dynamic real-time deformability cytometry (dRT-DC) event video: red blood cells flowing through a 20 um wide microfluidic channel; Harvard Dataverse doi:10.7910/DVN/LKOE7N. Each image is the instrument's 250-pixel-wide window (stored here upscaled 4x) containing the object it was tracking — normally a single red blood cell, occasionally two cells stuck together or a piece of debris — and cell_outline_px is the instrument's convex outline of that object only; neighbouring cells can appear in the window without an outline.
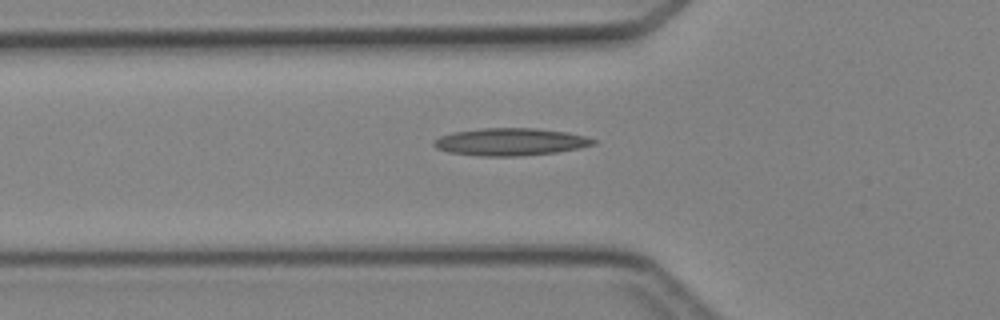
{"species": "Egyptian fruit bat (a non-hibernating species)", "species_latin": "Rousettus aegyptiacus", "temperature_condition": "cold", "stored_images_in_passage": 5, "camera_frame_rate_fps": 3000, "um_per_image_px": 0.085, "animal": {"sex": "female"}, "frame": {"image": 1, "passage_image": 5, "time_ms": 4.667, "image_size_px": [1000, 320], "cell_outline_px": [[596, 144], [580, 148], [556, 152], [520, 156], [480, 156], [448, 152], [436, 148], [432, 144], [432, 140], [440, 136], [452, 132], [484, 128], [536, 128], [568, 132], [584, 136], [596, 140]], "centroid_in_image_um": [43.36, 12.06], "position_along_channel_um": 82.4, "area_um2": 25.61}}